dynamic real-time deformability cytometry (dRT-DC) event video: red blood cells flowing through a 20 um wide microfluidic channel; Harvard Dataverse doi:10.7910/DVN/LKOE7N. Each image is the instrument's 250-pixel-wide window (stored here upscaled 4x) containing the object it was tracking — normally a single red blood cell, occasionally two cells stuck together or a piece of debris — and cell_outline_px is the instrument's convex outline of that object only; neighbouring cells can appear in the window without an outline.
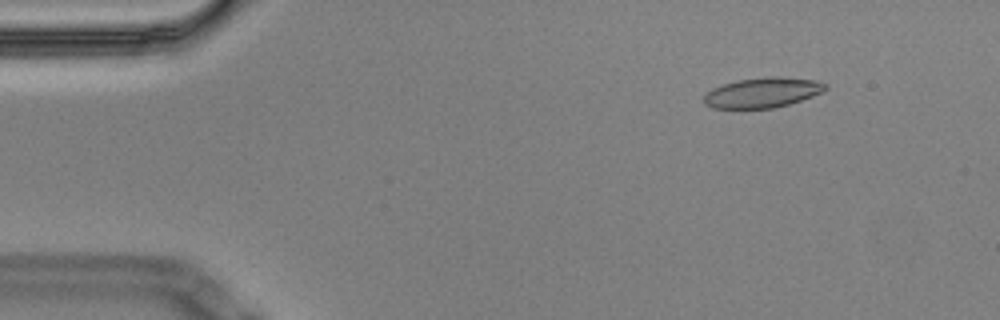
{"species": "Egyptian fruit bat (a non-hibernating species)", "species_latin": "Rousettus aegyptiacus", "temperature_condition": "cold", "stored_images_in_passage": 4, "camera_frame_rate_fps": 3000, "um_per_image_px": 0.085, "animal": {"sex": "male"}, "frame": {"image": 1, "passage_image": 2, "time_ms": 0.333, "image_size_px": [1000, 320], "cell_outline_px": [[828, 88], [812, 96], [788, 104], [772, 108], [712, 108], [704, 104], [704, 96], [712, 88], [736, 80], [772, 76], [780, 76], [816, 80], [828, 84]], "centroid_in_image_um": [64.82, 7.86], "position_along_channel_um": 20.2, "area_um2": 21.21}}